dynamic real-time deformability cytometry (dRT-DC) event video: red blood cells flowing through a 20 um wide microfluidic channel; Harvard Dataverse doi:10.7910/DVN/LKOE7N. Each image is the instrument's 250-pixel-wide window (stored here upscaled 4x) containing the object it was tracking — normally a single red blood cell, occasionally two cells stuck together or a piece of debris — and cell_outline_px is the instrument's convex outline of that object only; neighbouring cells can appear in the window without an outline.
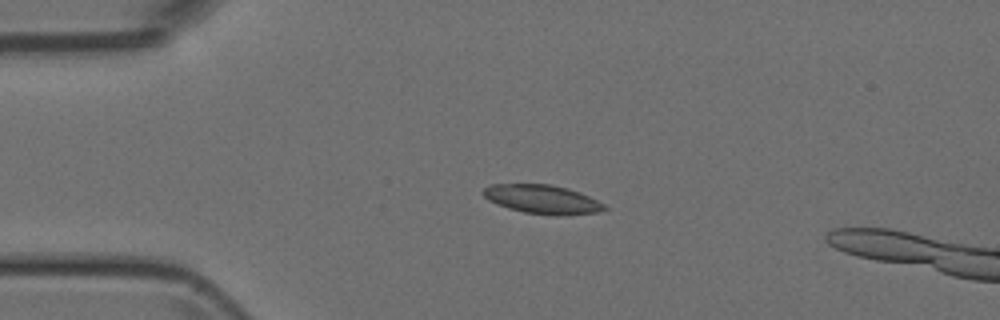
{"species": "Egyptian fruit bat (a non-hibernating species)", "species_latin": "Rousettus aegyptiacus", "temperature_condition": "room temperature", "stored_images_in_passage": 14, "camera_frame_rate_fps": 3000, "um_per_image_px": 0.085, "animal": {"sex": "female"}, "frame": {"image": 1, "passage_image": 10, "time_ms": 3.0, "image_size_px": [1000, 320], "cell_outline_px": [[608, 208], [600, 212], [556, 216], [524, 212], [508, 208], [496, 204], [488, 200], [480, 192], [484, 188], [492, 184], [552, 184], [568, 188], [580, 192], [604, 204]], "centroid_in_image_um": [46.09, 16.94], "position_along_channel_um": 38.9, "area_um2": 20.52}}